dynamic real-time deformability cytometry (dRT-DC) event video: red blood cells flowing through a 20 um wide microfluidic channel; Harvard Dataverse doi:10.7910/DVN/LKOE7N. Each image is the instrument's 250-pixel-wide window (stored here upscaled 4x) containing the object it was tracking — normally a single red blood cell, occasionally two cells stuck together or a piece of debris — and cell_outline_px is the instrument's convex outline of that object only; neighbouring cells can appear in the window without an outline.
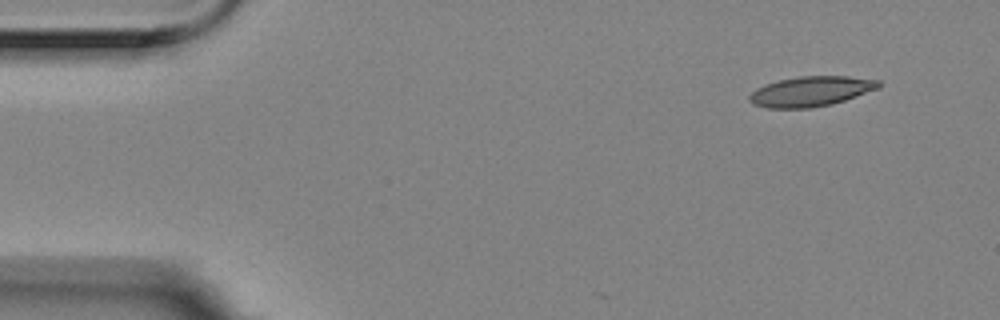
{"species": "Egyptian fruit bat (a non-hibernating species)", "species_latin": "Rousettus aegyptiacus", "temperature_condition": "room temperature", "stored_images_in_passage": 4, "camera_frame_rate_fps": 3000, "um_per_image_px": 0.085, "animal": {"sex": "female"}, "frame": {"image": 1, "passage_image": 1, "time_ms": 0.0, "image_size_px": [1000, 320], "cell_outline_px": [[884, 84], [880, 88], [832, 104], [812, 108], [768, 108], [752, 104], [748, 100], [748, 96], [756, 88], [764, 84], [776, 80], [800, 76], [848, 76], [880, 80]], "centroid_in_image_um": [68.93, 7.76], "position_along_channel_um": 16.1, "area_um2": 22.95}}